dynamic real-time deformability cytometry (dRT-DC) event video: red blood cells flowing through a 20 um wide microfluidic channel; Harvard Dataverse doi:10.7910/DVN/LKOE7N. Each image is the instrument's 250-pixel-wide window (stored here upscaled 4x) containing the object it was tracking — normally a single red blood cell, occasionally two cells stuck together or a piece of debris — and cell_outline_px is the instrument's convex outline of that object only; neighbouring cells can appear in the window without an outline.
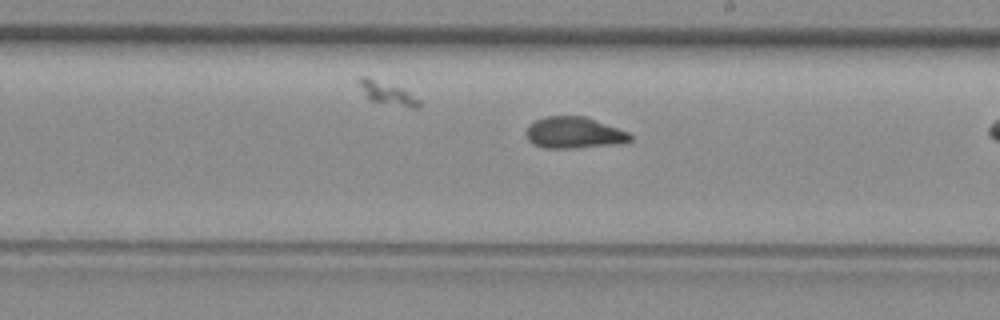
{"species": "common noctule bat (a hibernating species)", "species_latin": "Nyctalus noctula", "temperature_condition": "room temperature", "stored_images_in_passage": 17, "camera_frame_rate_fps": 3000, "um_per_image_px": 0.085, "animal": {"sex": "female", "body_mass_g": 29.2, "forearm_length_mm": 56.3}, "frame": {"image": 1, "passage_image": 12, "time_ms": 3.667, "image_size_px": [1000, 320], "cell_outline_px": [[632, 140], [616, 144], [576, 148], [544, 148], [532, 144], [528, 140], [528, 124], [536, 120], [548, 116], [584, 116], [628, 132], [632, 136]], "centroid_in_image_um": [48.78, 11.29], "position_along_channel_um": 240.2, "area_um2": 18.84}}
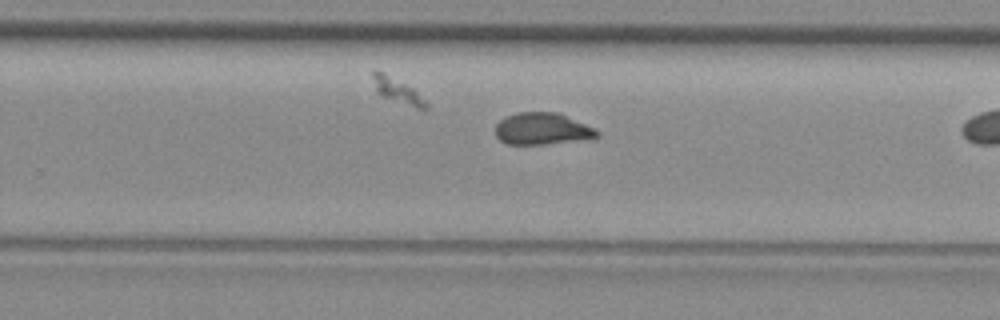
{"frame": {"image": 2, "passage_image": 15, "time_ms": 4.667, "image_size_px": [1000, 320], "cell_outline_px": [[600, 136], [592, 140], [544, 144], [508, 144], [500, 140], [496, 136], [496, 124], [504, 116], [516, 112], [556, 112], [584, 124], [600, 132]], "centroid_in_image_um": [46.1, 10.96], "position_along_channel_um": 283.7, "area_um2": 19.02}}